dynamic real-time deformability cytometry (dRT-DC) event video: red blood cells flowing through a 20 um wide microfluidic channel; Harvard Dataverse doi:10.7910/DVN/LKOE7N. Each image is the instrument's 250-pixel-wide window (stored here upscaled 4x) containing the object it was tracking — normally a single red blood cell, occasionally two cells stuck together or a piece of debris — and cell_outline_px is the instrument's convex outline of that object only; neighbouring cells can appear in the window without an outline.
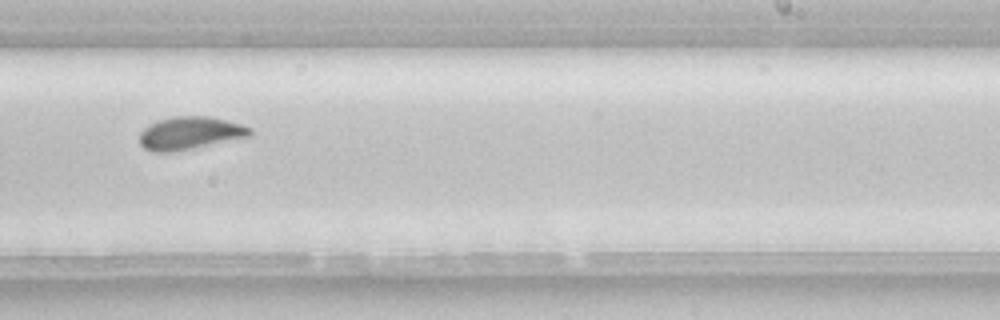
{"species": "common noctule bat (a hibernating species)", "species_latin": "Nyctalus noctula", "temperature_condition": "room temperature", "stored_images_in_passage": 10, "camera_frame_rate_fps": 3000, "um_per_image_px": 0.085, "animal": {"sex": "female", "body_mass_g": 22.7, "forearm_length_mm": 54.2}, "frame": {"image": 1, "passage_image": 9, "time_ms": 10.0, "image_size_px": [1000, 320], "cell_outline_px": [[252, 132], [248, 136], [192, 148], [172, 152], [152, 152], [144, 148], [140, 144], [140, 132], [148, 124], [156, 120], [172, 116], [208, 116], [240, 124], [252, 128]], "centroid_in_image_um": [16.07, 11.3], "position_along_channel_um": 272.9, "area_um2": 20.92}}